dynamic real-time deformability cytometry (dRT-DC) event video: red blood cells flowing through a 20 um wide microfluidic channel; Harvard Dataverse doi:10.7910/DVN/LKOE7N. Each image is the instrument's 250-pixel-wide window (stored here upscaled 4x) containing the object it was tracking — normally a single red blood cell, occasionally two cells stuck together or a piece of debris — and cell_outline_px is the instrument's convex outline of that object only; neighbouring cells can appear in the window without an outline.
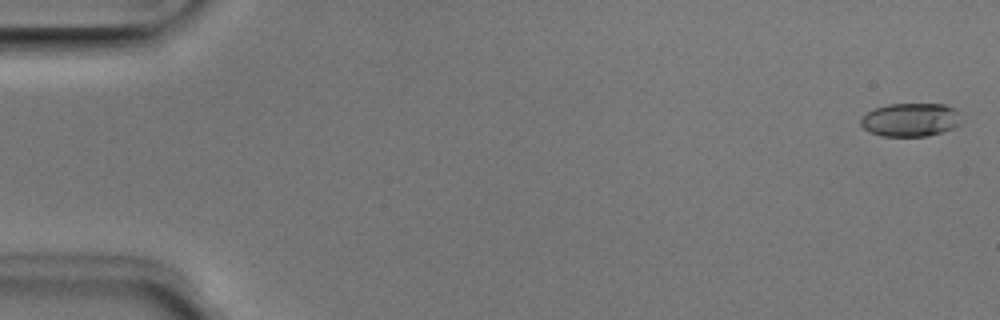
{"species": "Egyptian fruit bat (a non-hibernating species)", "species_latin": "Rousettus aegyptiacus", "temperature_condition": "room temperature", "stored_images_in_passage": 51, "camera_frame_rate_fps": 3000, "um_per_image_px": 0.085, "animal": {"sex": "male"}, "frame": {"image": 1, "passage_image": 1, "time_ms": 0.0, "image_size_px": [1000, 320], "cell_outline_px": [[960, 124], [952, 128], [928, 136], [880, 136], [868, 132], [860, 124], [860, 120], [868, 112], [876, 108], [888, 104], [944, 104], [956, 108], [960, 112]], "centroid_in_image_um": [77.41, 10.18], "position_along_channel_um": 7.6, "area_um2": 19.65}}
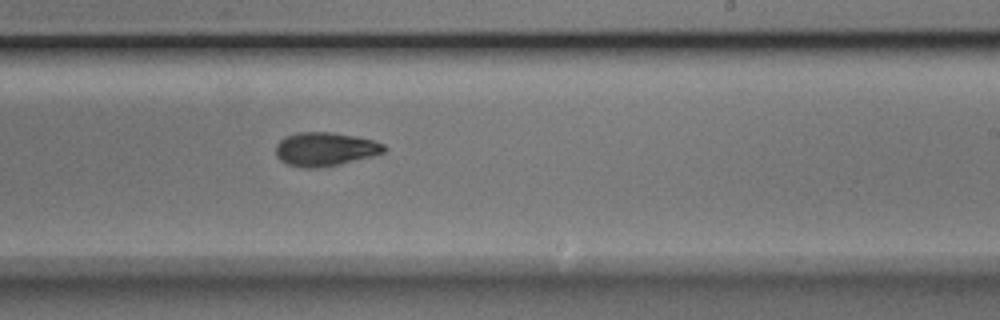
{"frame": {"image": 2, "passage_image": 31, "time_ms": 10.0, "image_size_px": [1000, 320], "cell_outline_px": [[388, 148], [384, 152], [372, 156], [340, 164], [316, 168], [304, 168], [288, 164], [280, 160], [276, 156], [276, 144], [284, 136], [296, 132], [332, 132], [356, 136], [372, 140], [384, 144]], "centroid_in_image_um": [27.62, 12.67], "position_along_channel_um": 261.4, "area_um2": 21.39}}
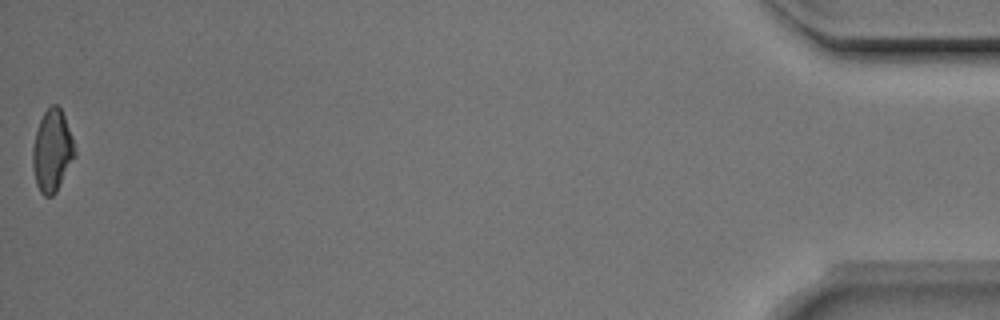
{"frame": {"image": 3, "passage_image": 51, "time_ms": 16.667, "image_size_px": [1000, 320], "cell_outline_px": [[76, 156], [56, 192], [52, 196], [44, 196], [40, 192], [36, 184], [32, 168], [32, 148], [36, 132], [40, 120], [44, 112], [52, 104], [56, 104], [60, 108], [64, 116], [72, 136], [76, 152]], "centroid_in_image_um": [4.43, 12.84], "position_along_channel_um": 430.8, "area_um2": 20.17}, "authors_computed_cell_mechanics": {"area_um2": 20.4612, "velocity_mm_per_s": 3.9909, "shape_relaxation_time_tau1_ms": 3.639, "shape_relaxation_time_tau2_ms": 6.2336, "deformation_change_tau1": 0.1702, "deformation_change_tau2": 0.1361}}